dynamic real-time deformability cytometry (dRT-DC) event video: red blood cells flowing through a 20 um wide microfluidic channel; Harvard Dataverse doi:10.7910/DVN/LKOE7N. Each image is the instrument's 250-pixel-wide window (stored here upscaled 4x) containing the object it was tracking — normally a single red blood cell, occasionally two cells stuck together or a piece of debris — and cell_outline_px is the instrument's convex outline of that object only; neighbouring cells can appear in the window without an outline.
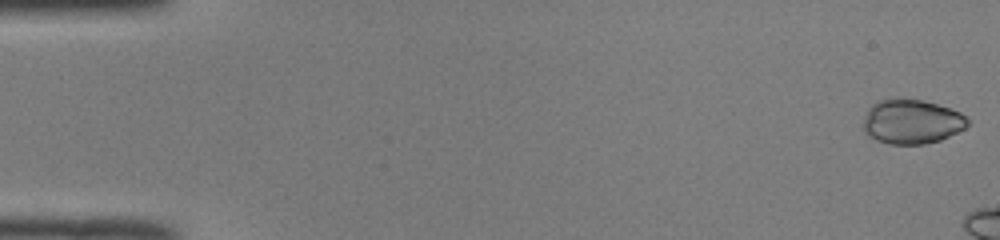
{"species": "common noctule bat (a hibernating species)", "species_latin": "Nyctalus noctula", "temperature_condition": "room temperature", "stored_images_in_passage": 13, "camera_frame_rate_fps": 3000, "um_per_image_px": 0.085, "animal": {"sex": "male", "body_mass_g": 19.0, "forearm_length_mm": 50.8}, "frame": {"image": 1, "passage_image": 1, "time_ms": 0.0, "image_size_px": [1000, 240], "cell_outline_px": [[972, 124], [940, 140], [924, 144], [888, 144], [876, 140], [864, 132], [864, 116], [868, 108], [872, 104], [880, 100], [920, 100], [936, 104], [960, 112]], "centroid_in_image_um": [77.49, 10.36], "position_along_channel_um": 7.5, "area_um2": 26.65}}